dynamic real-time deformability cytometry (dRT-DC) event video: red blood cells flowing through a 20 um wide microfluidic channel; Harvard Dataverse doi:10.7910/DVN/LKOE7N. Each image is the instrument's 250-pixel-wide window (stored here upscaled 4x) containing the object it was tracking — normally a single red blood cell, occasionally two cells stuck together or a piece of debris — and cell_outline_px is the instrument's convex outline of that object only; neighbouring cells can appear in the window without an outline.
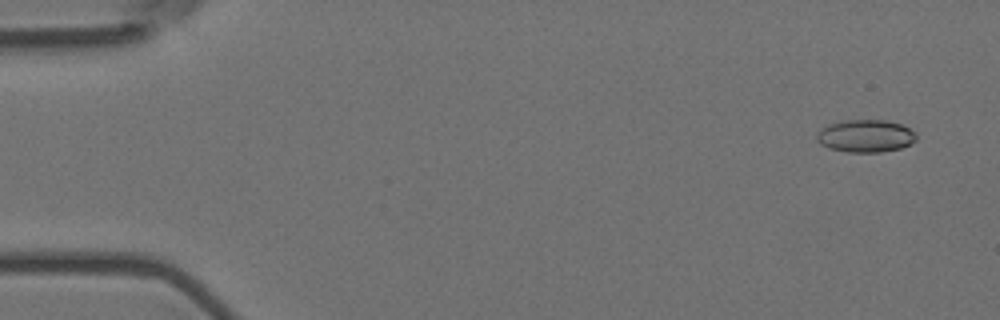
{"species": "Egyptian fruit bat (a non-hibernating species)", "species_latin": "Rousettus aegyptiacus", "temperature_condition": "room temperature", "stored_images_in_passage": 4, "camera_frame_rate_fps": 3000, "um_per_image_px": 0.085, "animal": {"sex": "female"}, "frame": {"image": 1, "passage_image": 1, "time_ms": 0.0, "image_size_px": [1000, 320], "cell_outline_px": [[916, 140], [900, 148], [880, 152], [848, 152], [828, 148], [820, 144], [816, 140], [816, 132], [820, 128], [828, 124], [840, 120], [888, 120], [900, 124], [916, 132]], "centroid_in_image_um": [73.52, 11.54], "position_along_channel_um": 11.5, "area_um2": 19.07}}
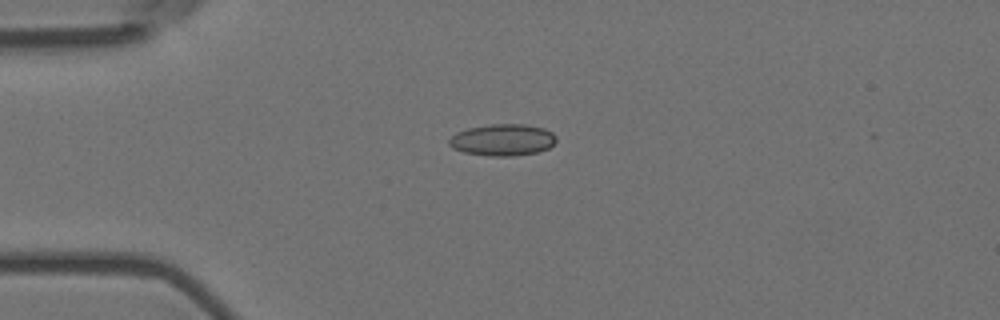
{"frame": {"image": 2, "passage_image": 4, "time_ms": 1.0, "image_size_px": [1000, 320], "cell_outline_px": [[556, 140], [548, 148], [536, 152], [512, 156], [492, 156], [464, 152], [452, 148], [448, 144], [448, 140], [456, 132], [468, 128], [488, 124], [524, 124], [544, 128], [552, 132], [556, 136]], "centroid_in_image_um": [42.7, 11.88], "position_along_channel_um": 42.3, "area_um2": 19.77}}